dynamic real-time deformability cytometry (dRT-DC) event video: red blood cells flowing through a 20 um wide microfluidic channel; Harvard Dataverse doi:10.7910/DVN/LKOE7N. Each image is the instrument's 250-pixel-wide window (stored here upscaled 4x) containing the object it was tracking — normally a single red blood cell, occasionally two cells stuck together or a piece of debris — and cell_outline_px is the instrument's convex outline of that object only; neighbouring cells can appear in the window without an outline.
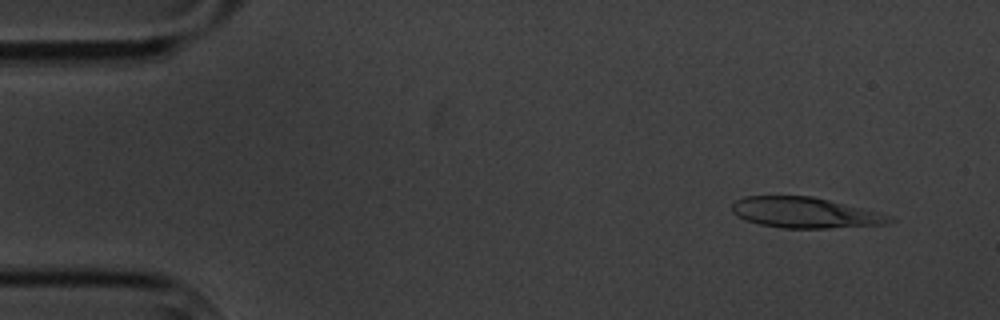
{"species": "common noctule bat (a hibernating species)", "species_latin": "Nyctalus noctula", "temperature_condition": "cold", "stored_images_in_passage": 5, "camera_frame_rate_fps": 3000, "um_per_image_px": 0.085, "animal": {"sex": "male", "body_mass_g": 20.1, "forearm_length_mm": 53.5}, "frame": {"image": 1, "passage_image": 2, "time_ms": 1.0, "image_size_px": [1000, 320], "cell_outline_px": [[896, 220], [888, 224], [828, 228], [780, 228], [760, 224], [744, 220], [736, 216], [732, 212], [732, 204], [736, 200], [744, 196], [812, 196], [892, 216]], "centroid_in_image_um": [68.38, 18.08], "position_along_channel_um": 16.6, "area_um2": 28.03}}
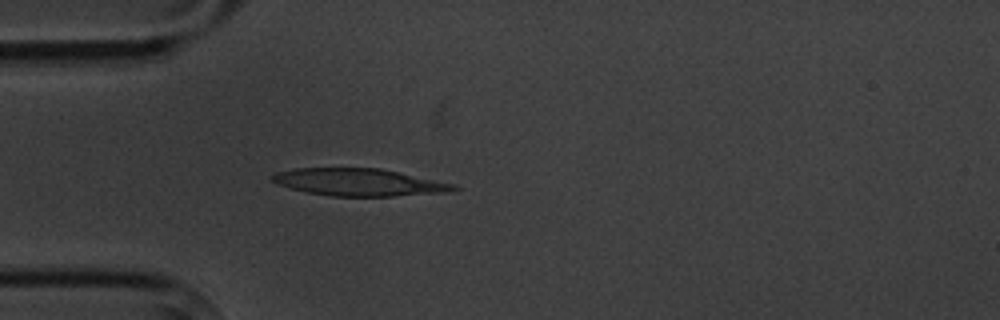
{"frame": {"image": 2, "passage_image": 5, "time_ms": 4.667, "image_size_px": [1000, 320], "cell_outline_px": [[460, 188], [444, 192], [392, 196], [332, 196], [308, 192], [292, 188], [280, 184], [272, 180], [272, 176], [276, 172], [296, 168], [380, 168], [456, 184]], "centroid_in_image_um": [30.54, 15.48], "position_along_channel_um": 54.5, "area_um2": 28.5}}